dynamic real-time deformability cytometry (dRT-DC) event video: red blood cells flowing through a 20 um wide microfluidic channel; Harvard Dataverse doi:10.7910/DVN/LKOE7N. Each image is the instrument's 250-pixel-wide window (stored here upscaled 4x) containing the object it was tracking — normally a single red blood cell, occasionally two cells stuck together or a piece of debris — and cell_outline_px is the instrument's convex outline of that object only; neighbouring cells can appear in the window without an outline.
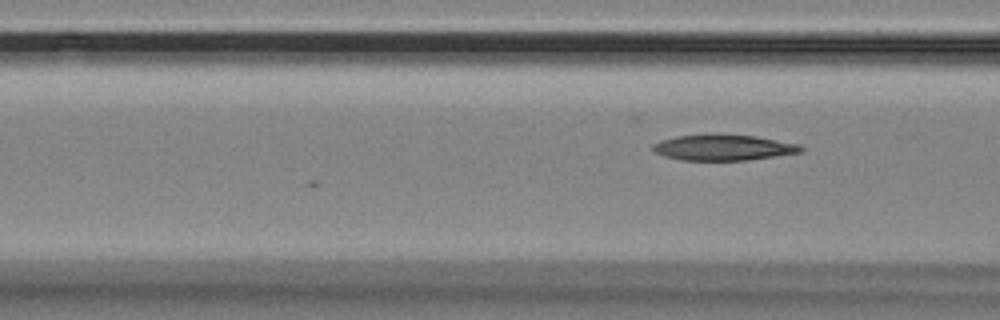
{"species": "Egyptian fruit bat (a non-hibernating species)", "species_latin": "Rousettus aegyptiacus", "temperature_condition": "room temperature", "stored_images_in_passage": 8, "camera_frame_rate_fps": 3000, "um_per_image_px": 0.085, "animal": {"sex": "female"}, "frame": {"image": 1, "passage_image": 8, "time_ms": 2.333, "image_size_px": [1000, 320], "cell_outline_px": [[808, 148], [804, 152], [748, 160], [684, 160], [664, 156], [656, 152], [652, 148], [652, 144], [660, 140], [676, 136], [712, 132], [716, 132], [756, 136], [800, 144]], "centroid_in_image_um": [61.54, 12.51], "position_along_channel_um": 105.1, "area_um2": 23.0}}